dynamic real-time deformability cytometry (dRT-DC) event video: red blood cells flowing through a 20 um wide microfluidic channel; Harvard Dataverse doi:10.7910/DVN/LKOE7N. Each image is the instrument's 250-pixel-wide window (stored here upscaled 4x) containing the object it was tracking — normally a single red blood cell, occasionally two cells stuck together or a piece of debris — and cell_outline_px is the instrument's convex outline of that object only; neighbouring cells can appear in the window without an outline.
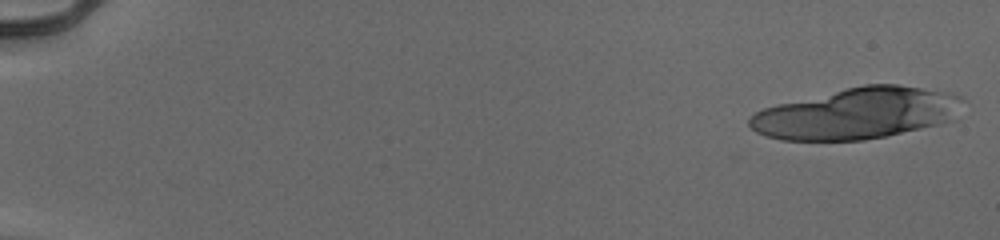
{"species": "human", "species_latin": "Homo sapiens", "temperature_condition": "cold", "stored_images_in_passage": 22, "camera_frame_rate_fps": 3000, "um_per_image_px": 0.085, "donor": {"sex": "male"}, "frame": {"image": 1, "passage_image": 1, "time_ms": 0.0, "image_size_px": [1000, 240], "cell_outline_px": [[964, 100], [956, 120], [884, 136], [864, 140], [780, 140], [764, 136], [756, 132], [748, 124], [748, 120], [756, 112], [764, 108], [780, 104], [864, 84], [900, 84], [960, 96]], "centroid_in_image_um": [72.86, 9.65], "position_along_channel_um": 12.1, "area_um2": 62.89}}